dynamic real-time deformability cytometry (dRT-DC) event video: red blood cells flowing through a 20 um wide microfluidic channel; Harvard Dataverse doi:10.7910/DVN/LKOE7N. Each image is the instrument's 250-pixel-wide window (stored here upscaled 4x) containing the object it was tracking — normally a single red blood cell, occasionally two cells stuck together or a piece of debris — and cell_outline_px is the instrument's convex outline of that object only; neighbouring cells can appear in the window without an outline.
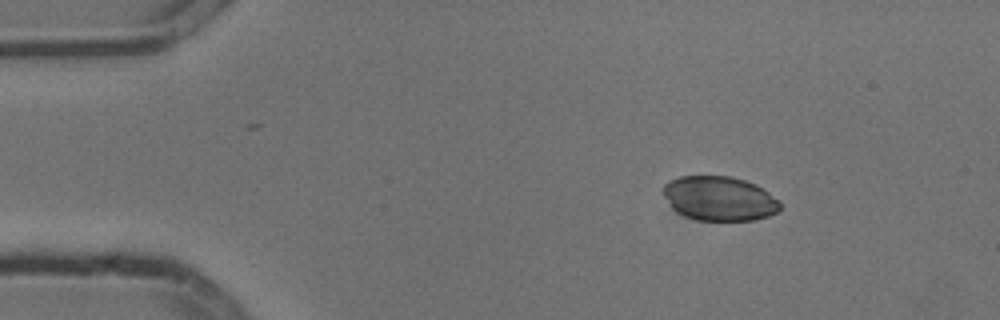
{"species": "common noctule bat (a hibernating species)", "species_latin": "Nyctalus noctula", "temperature_condition": "cold", "stored_images_in_passage": 3, "camera_frame_rate_fps": 3000, "um_per_image_px": 0.085, "animal": {"sex": "male", "body_mass_g": 13.3}, "frame": {"image": 1, "passage_image": 1, "time_ms": 0.0, "image_size_px": [1000, 320], "cell_outline_px": [[780, 208], [776, 212], [768, 216], [752, 220], [696, 220], [684, 216], [676, 212], [672, 208], [660, 192], [660, 188], [668, 180], [680, 176], [732, 176], [756, 184], [764, 188], [780, 200]], "centroid_in_image_um": [61.1, 16.86], "position_along_channel_um": 23.9, "area_um2": 30.75}}